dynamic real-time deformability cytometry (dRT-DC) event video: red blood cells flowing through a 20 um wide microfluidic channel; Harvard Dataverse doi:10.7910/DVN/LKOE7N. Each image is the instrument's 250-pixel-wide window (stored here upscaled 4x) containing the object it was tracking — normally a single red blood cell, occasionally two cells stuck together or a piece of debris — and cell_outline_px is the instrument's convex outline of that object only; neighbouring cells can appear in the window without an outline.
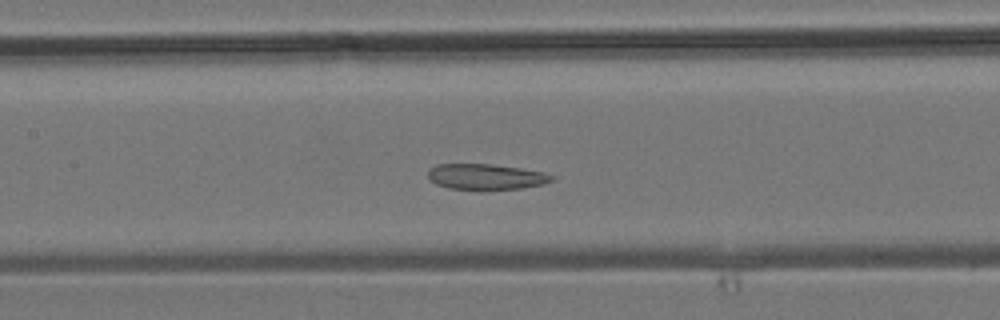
{"species": "common noctule bat (a hibernating species)", "species_latin": "Nyctalus noctula", "temperature_condition": "room temperature", "stored_images_in_passage": 20, "camera_frame_rate_fps": 3000, "um_per_image_px": 0.085, "animal": {"sex": "male", "body_mass_g": 19.2, "forearm_length_mm": 51.8}, "frame": {"image": 1, "passage_image": 14, "time_ms": 4.333, "image_size_px": [1000, 320], "cell_outline_px": [[556, 176], [552, 180], [544, 184], [520, 188], [480, 192], [448, 188], [436, 184], [428, 180], [428, 168], [436, 164], [492, 164], [520, 168], [544, 172]], "centroid_in_image_um": [41.26, 15.05], "position_along_channel_um": 166.1, "area_um2": 19.31}}
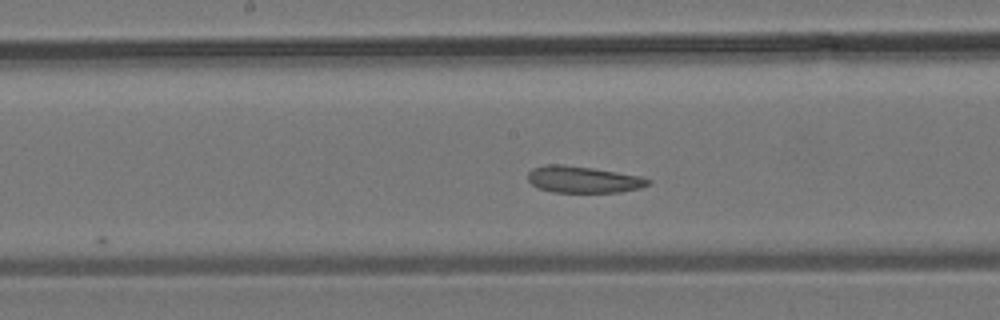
{"frame": {"image": 2, "passage_image": 16, "time_ms": 5.0, "image_size_px": [1000, 320], "cell_outline_px": [[652, 180], [648, 184], [640, 188], [620, 192], [552, 192], [536, 188], [528, 180], [528, 172], [532, 168], [544, 164], [564, 164], [592, 168], [640, 176]], "centroid_in_image_um": [49.52, 15.25], "position_along_channel_um": 198.7, "area_um2": 18.73}}
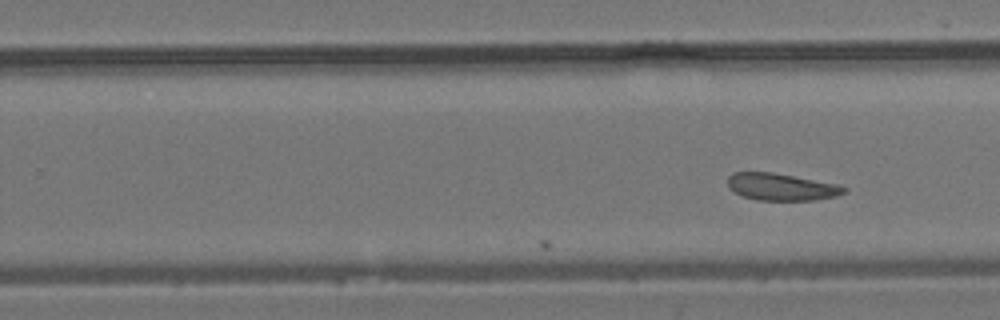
{"frame": {"image": 3, "passage_image": 20, "time_ms": 6.333, "image_size_px": [1000, 320], "cell_outline_px": [[848, 188], [844, 192], [836, 196], [816, 200], [756, 200], [744, 196], [728, 188], [728, 176], [732, 172], [772, 172], [840, 184]], "centroid_in_image_um": [66.43, 15.88], "position_along_channel_um": 263.4, "area_um2": 18.44}}